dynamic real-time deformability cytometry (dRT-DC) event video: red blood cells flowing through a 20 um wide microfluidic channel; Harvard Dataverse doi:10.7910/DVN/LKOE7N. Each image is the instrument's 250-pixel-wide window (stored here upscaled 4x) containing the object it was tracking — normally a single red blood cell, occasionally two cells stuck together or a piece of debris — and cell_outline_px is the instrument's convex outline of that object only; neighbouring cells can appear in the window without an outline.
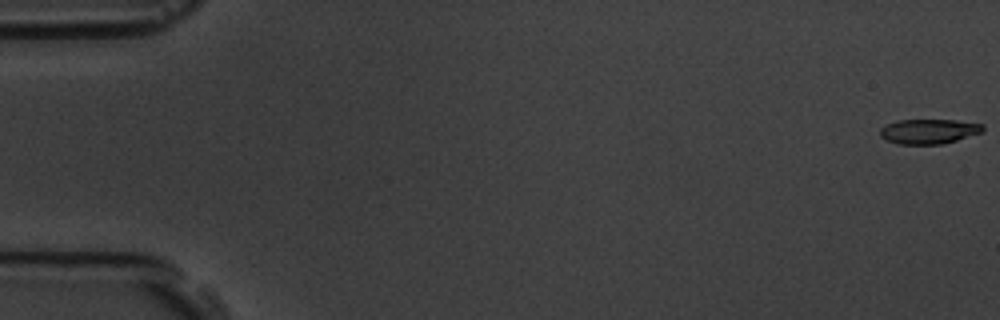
{"species": "common noctule bat (a hibernating species)", "species_latin": "Nyctalus noctula", "temperature_condition": "room temperature", "stored_images_in_passage": 9, "camera_frame_rate_fps": 3000, "um_per_image_px": 0.085, "animal": {"sex": "male", "body_mass_g": 19.5, "forearm_length_mm": 54.6}, "frame": {"image": 1, "passage_image": 1, "time_ms": 0.0, "image_size_px": [1000, 320], "cell_outline_px": [[984, 128], [980, 132], [956, 140], [940, 144], [896, 144], [880, 136], [880, 128], [888, 124], [900, 120], [956, 120], [984, 124]], "centroid_in_image_um": [78.93, 11.16], "position_along_channel_um": 6.1, "area_um2": 14.62}}
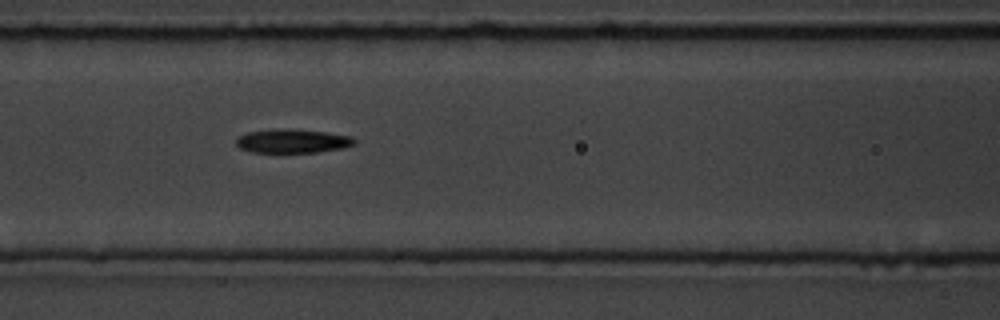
{"frame": {"image": 2, "passage_image": 8, "time_ms": 8.0, "image_size_px": [1000, 320], "cell_outline_px": [[356, 144], [344, 148], [316, 152], [252, 152], [240, 148], [236, 144], [236, 140], [240, 136], [248, 132], [276, 128], [280, 128], [324, 132], [352, 136], [356, 140]], "centroid_in_image_um": [24.89, 11.99], "position_along_channel_um": 141.7, "area_um2": 16.36}}
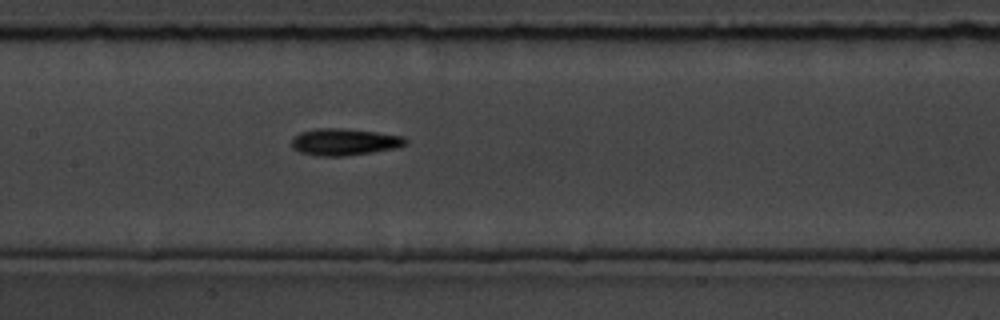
{"frame": {"image": 3, "passage_image": 9, "time_ms": 9.0, "image_size_px": [1000, 320], "cell_outline_px": [[408, 144], [396, 148], [372, 152], [344, 156], [320, 156], [300, 152], [292, 148], [292, 136], [300, 132], [316, 128], [340, 128], [376, 132], [404, 136], [408, 140]], "centroid_in_image_um": [29.27, 12.06], "position_along_channel_um": 178.1, "area_um2": 17.92}}